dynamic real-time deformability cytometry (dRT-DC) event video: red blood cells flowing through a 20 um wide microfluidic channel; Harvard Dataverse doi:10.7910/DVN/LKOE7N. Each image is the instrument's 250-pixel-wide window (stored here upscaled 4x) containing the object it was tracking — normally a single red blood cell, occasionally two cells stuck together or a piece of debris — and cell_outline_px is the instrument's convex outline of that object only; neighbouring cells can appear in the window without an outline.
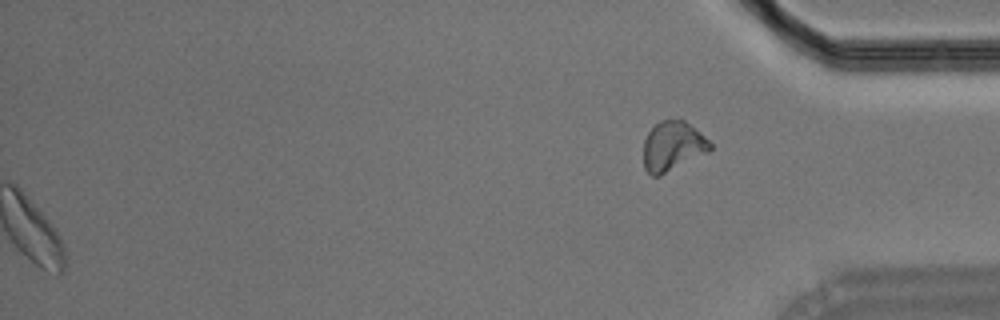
{"species": "Egyptian fruit bat (a non-hibernating species)", "species_latin": "Rousettus aegyptiacus", "temperature_condition": "room temperature", "stored_images_in_passage": 45, "segment_of_instrument_passage": [2, 2], "camera_frame_rate_fps": 3000, "um_per_image_px": 0.085, "animal": {"sex": "male"}, "frame": {"image": 1, "passage_image": 45, "time_ms": 14.667, "image_size_px": [1000, 320], "cell_outline_px": [[712, 148], [708, 152], [660, 176], [652, 176], [644, 168], [644, 140], [648, 132], [660, 120], [684, 120], [700, 132], [712, 144]], "centroid_in_image_um": [57.17, 12.43], "position_along_channel_um": 378.0, "area_um2": 19.13}}